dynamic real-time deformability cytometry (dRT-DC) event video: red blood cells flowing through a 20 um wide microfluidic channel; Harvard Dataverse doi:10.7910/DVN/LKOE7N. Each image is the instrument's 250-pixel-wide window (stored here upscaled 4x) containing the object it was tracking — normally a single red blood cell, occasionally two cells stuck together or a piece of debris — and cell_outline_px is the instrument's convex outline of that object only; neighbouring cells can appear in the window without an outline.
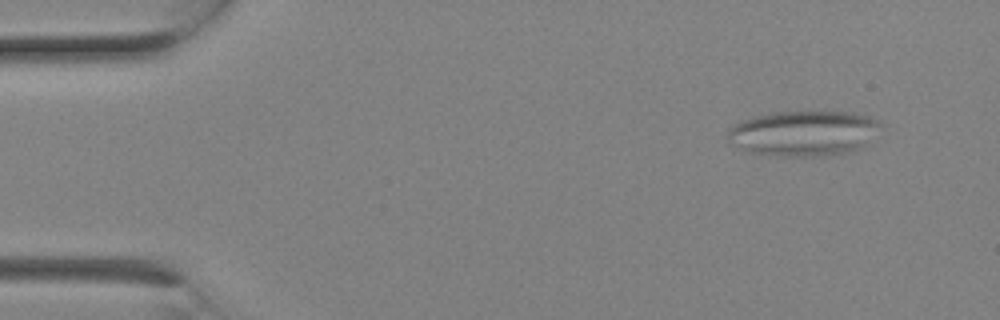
{"species": "Egyptian fruit bat (a non-hibernating species)", "species_latin": "Rousettus aegyptiacus", "temperature_condition": "room temperature", "stored_images_in_passage": 2, "camera_frame_rate_fps": 3000, "um_per_image_px": 0.085, "animal": {"sex": "female"}, "frame": {"image": 1, "passage_image": 1, "time_ms": 0.0, "image_size_px": [1000, 320], "cell_outline_px": [[884, 124], [868, 144], [852, 152], [828, 156], [764, 156], [748, 152], [740, 148], [728, 140], [728, 128], [732, 124], [740, 120], [772, 112], [852, 112], [868, 116], [880, 120]], "centroid_in_image_um": [68.34, 11.34], "position_along_channel_um": 16.7, "area_um2": 41.21}}